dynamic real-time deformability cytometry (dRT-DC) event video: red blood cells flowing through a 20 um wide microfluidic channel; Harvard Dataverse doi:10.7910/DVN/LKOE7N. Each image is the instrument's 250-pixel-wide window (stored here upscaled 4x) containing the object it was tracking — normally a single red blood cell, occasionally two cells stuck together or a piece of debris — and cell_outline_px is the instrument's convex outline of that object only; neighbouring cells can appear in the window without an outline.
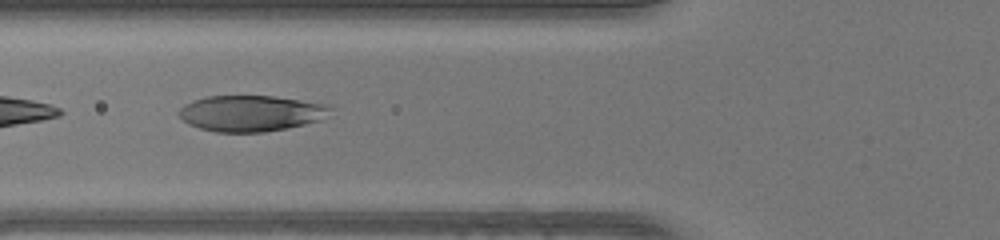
{"species": "human", "species_latin": "Homo sapiens", "temperature_condition": "warm", "stored_images_in_passage": 29, "camera_frame_rate_fps": 3000, "um_per_image_px": 0.085, "donor": {"sex": "female"}, "frame": {"image": 1, "passage_image": 18, "time_ms": 5.667, "image_size_px": [1000, 240], "cell_outline_px": [[336, 108], [320, 120], [288, 128], [264, 132], [216, 132], [200, 128], [188, 124], [176, 112], [184, 104], [192, 100], [204, 96], [272, 96], [324, 104]], "centroid_in_image_um": [21.3, 9.63], "position_along_channel_um": 104.5, "area_um2": 31.79}}
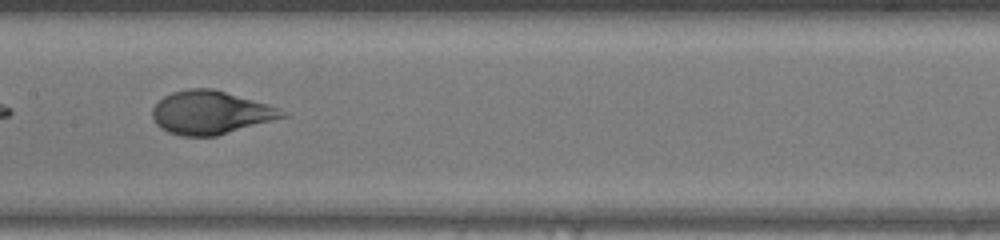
{"frame": {"image": 2, "passage_image": 24, "time_ms": 7.667, "image_size_px": [1000, 240], "cell_outline_px": [[288, 116], [216, 136], [180, 136], [168, 132], [160, 128], [156, 124], [152, 116], [152, 108], [164, 96], [172, 92], [188, 88], [212, 88], [268, 104], [280, 108], [288, 112]], "centroid_in_image_um": [17.9, 9.57], "position_along_channel_um": 189.5, "area_um2": 32.83}}
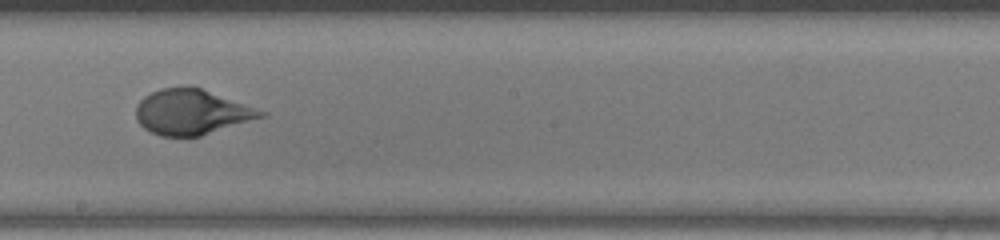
{"frame": {"image": 3, "passage_image": 27, "time_ms": 8.667, "image_size_px": [1000, 240], "cell_outline_px": [[268, 116], [200, 136], [160, 136], [144, 128], [136, 120], [136, 104], [144, 96], [160, 88], [180, 84], [200, 88], [268, 112]], "centroid_in_image_um": [16.29, 9.51], "position_along_channel_um": 231.9, "area_um2": 33.23}}